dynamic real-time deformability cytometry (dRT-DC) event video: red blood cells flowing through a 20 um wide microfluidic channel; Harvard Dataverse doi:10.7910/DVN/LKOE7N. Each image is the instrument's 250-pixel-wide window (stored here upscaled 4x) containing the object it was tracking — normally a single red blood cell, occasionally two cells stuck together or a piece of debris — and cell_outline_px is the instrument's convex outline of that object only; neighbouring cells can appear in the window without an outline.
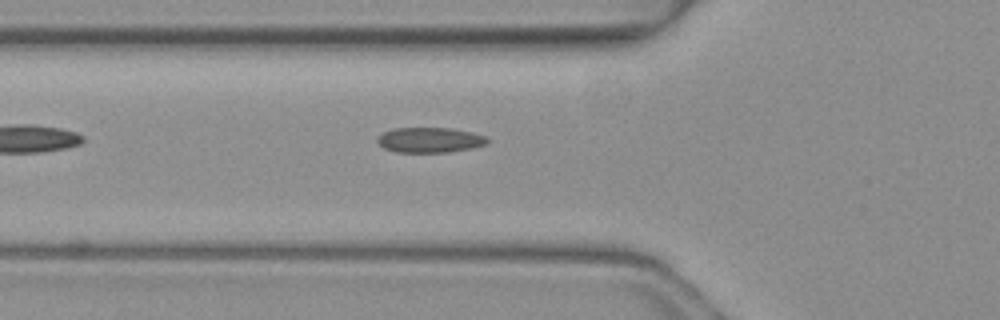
{"species": "common noctule bat (a hibernating species)", "species_latin": "Nyctalus noctula", "temperature_condition": "warm", "stored_images_in_passage": 5, "camera_frame_rate_fps": 3000, "um_per_image_px": 0.085, "animal": {"sex": "female", "body_mass_g": 19.3, "forearm_length_mm": 54.1}, "frame": {"image": 1, "passage_image": 5, "time_ms": 1.333, "image_size_px": [1000, 320], "cell_outline_px": [[488, 140], [484, 144], [472, 148], [448, 152], [396, 152], [384, 148], [376, 140], [384, 132], [392, 128], [448, 128], [472, 132], [484, 136]], "centroid_in_image_um": [36.5, 11.9], "position_along_channel_um": 89.3, "area_um2": 15.9}}